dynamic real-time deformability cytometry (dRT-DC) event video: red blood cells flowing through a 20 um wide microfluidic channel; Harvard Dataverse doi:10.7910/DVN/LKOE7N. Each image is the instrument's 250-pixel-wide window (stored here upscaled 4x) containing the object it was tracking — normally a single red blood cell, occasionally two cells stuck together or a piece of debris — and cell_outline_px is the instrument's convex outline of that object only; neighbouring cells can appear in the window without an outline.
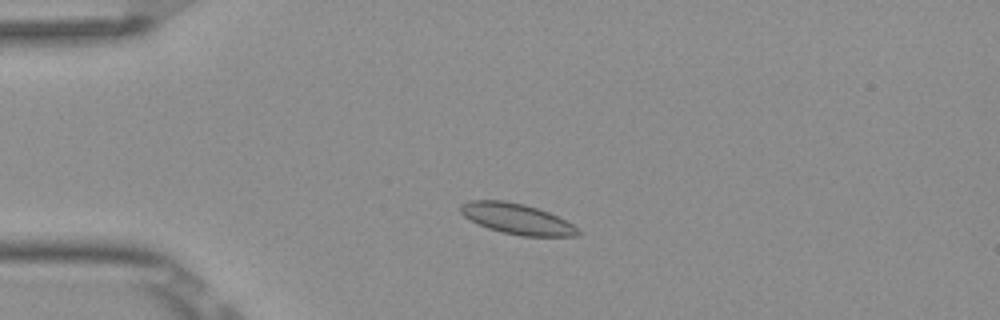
{"species": "Egyptian fruit bat (a non-hibernating species)", "species_latin": "Rousettus aegyptiacus", "temperature_condition": "room temperature", "stored_images_in_passage": 50, "camera_frame_rate_fps": 3000, "um_per_image_px": 0.085, "frame": {"image": 1, "passage_image": 10, "time_ms": 3.0, "image_size_px": [1000, 320], "cell_outline_px": [[580, 236], [520, 236], [488, 228], [464, 216], [460, 212], [460, 204], [468, 200], [504, 200], [524, 204], [548, 212], [572, 224], [580, 232]], "centroid_in_image_um": [43.91, 18.59], "position_along_channel_um": 41.1, "area_um2": 20.69}}
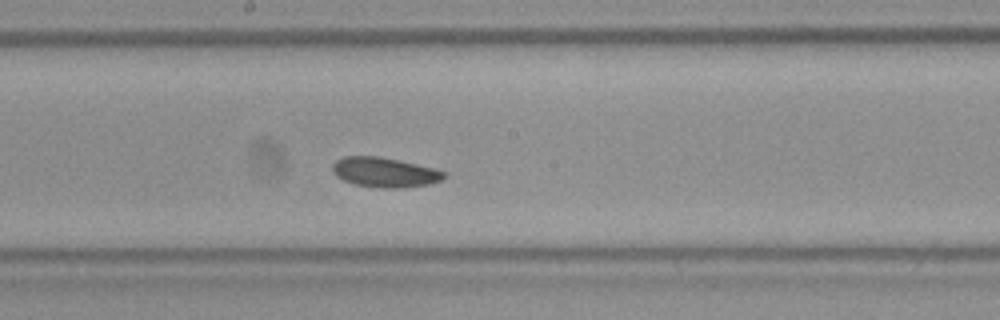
{"frame": {"image": 2, "passage_image": 26, "time_ms": 8.333, "image_size_px": [1000, 320], "cell_outline_px": [[448, 176], [444, 180], [428, 184], [396, 188], [380, 188], [352, 184], [336, 176], [332, 172], [332, 164], [336, 160], [344, 156], [380, 156], [416, 164], [432, 168], [444, 172]], "centroid_in_image_um": [32.67, 14.64], "position_along_channel_um": 215.5, "area_um2": 19.42}}
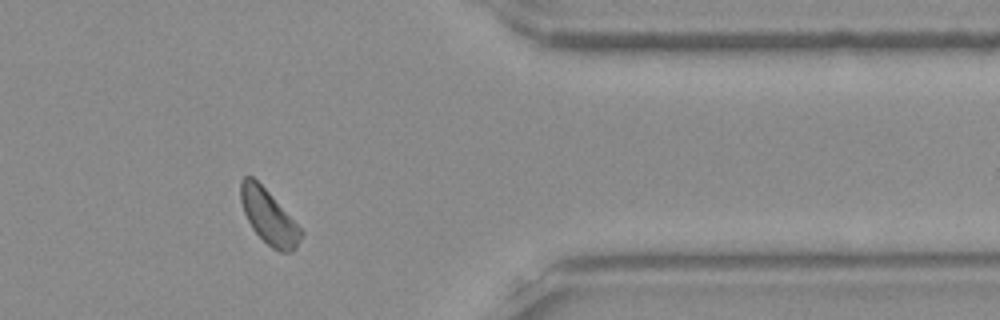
{"frame": {"image": 3, "passage_image": 41, "time_ms": 13.333, "image_size_px": [1000, 320], "cell_outline_px": [[304, 232], [296, 248], [292, 252], [280, 252], [272, 248], [252, 228], [244, 212], [240, 200], [240, 180], [244, 176], [252, 176], [268, 192]], "centroid_in_image_um": [22.83, 18.44], "position_along_channel_um": 388.6, "area_um2": 18.73}, "authors_computed_cell_mechanics": {"area_um2": 19.363, "velocity_mm_per_s": 3.8189, "shape_relaxation_time_tau1_ms": 4.764, "shape_relaxation_time_tau2_ms": 5.238, "deformation_change_tau1": 0.0516, "deformation_change_tau2": 0.0931}}